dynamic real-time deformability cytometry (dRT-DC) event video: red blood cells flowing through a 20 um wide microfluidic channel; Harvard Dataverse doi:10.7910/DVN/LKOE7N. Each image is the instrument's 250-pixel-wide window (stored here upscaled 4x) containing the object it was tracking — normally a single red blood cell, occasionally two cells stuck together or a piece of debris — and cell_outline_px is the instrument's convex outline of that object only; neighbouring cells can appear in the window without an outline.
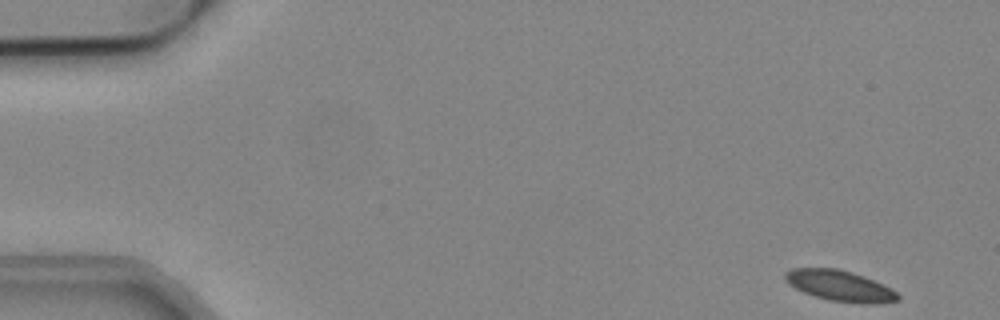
{"species": "common noctule bat (a hibernating species)", "species_latin": "Nyctalus noctula", "temperature_condition": "cold", "stored_images_in_passage": 17, "camera_frame_rate_fps": 3000, "um_per_image_px": 0.085, "animal": {"sex": "male", "body_mass_g": 19.2, "forearm_length_mm": 51.8}, "frame": {"image": 1, "passage_image": 1, "time_ms": 0.0, "image_size_px": [1000, 320], "cell_outline_px": [[900, 300], [872, 304], [860, 304], [832, 300], [816, 296], [804, 292], [788, 284], [784, 280], [784, 272], [792, 268], [840, 268], [864, 276], [896, 292], [900, 296]], "centroid_in_image_um": [71.35, 24.28], "position_along_channel_um": 13.7, "area_um2": 20.06}}
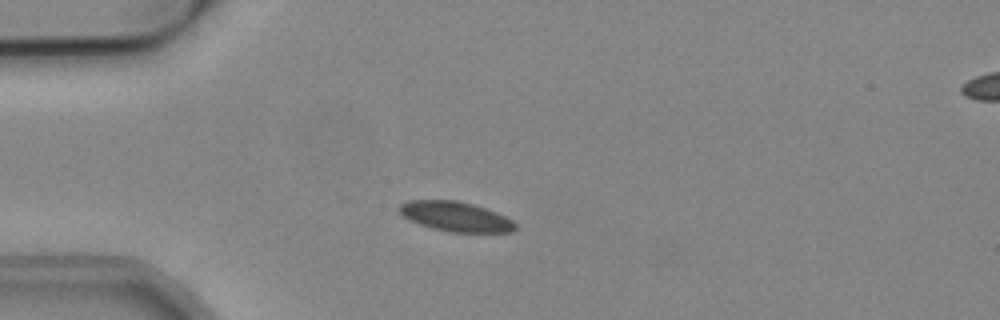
{"frame": {"image": 2, "passage_image": 12, "time_ms": 3.667, "image_size_px": [1000, 320], "cell_outline_px": [[516, 228], [512, 232], [452, 232], [432, 228], [408, 220], [396, 208], [400, 204], [408, 200], [456, 200], [472, 204], [496, 212], [512, 220], [516, 224]], "centroid_in_image_um": [38.7, 18.4], "position_along_channel_um": 46.3, "area_um2": 20.06}}
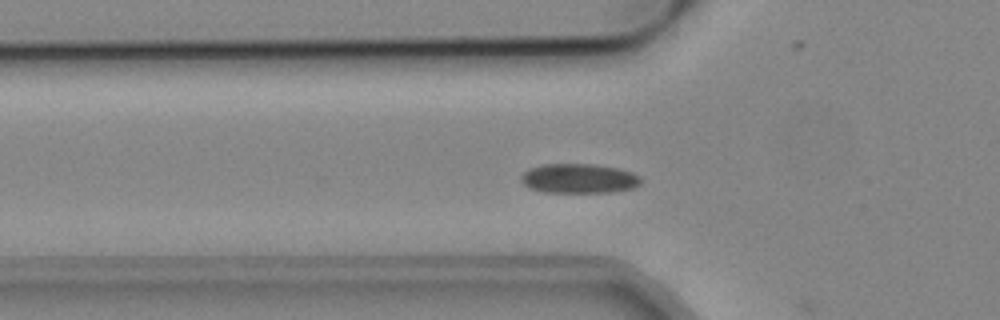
{"frame": {"image": 3, "passage_image": 16, "time_ms": 5.0, "image_size_px": [1000, 320], "cell_outline_px": [[640, 184], [636, 188], [612, 192], [544, 192], [528, 188], [520, 180], [520, 176], [524, 172], [532, 168], [544, 164], [592, 164], [616, 168], [632, 172], [640, 176]], "centroid_in_image_um": [49.22, 15.18], "position_along_channel_um": 76.6, "area_um2": 20.63}}